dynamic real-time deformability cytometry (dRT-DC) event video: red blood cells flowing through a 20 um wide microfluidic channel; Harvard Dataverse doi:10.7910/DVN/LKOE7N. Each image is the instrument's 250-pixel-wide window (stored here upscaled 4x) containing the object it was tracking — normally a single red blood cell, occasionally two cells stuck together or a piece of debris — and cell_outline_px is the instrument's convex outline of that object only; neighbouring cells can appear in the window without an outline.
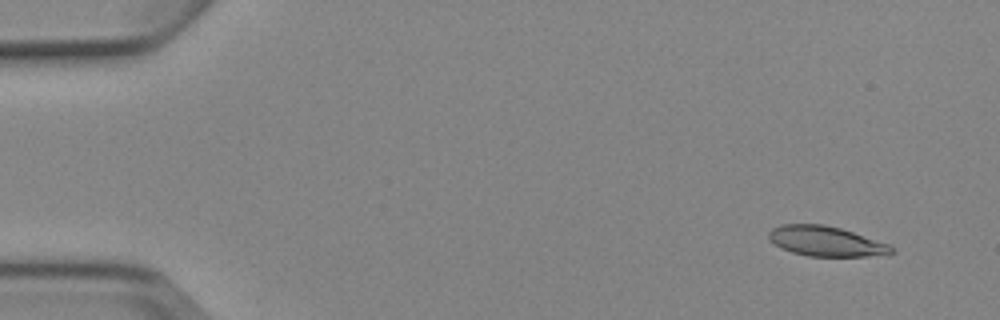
{"species": "Egyptian fruit bat (a non-hibernating species)", "species_latin": "Rousettus aegyptiacus", "temperature_condition": "cold", "stored_images_in_passage": 6, "camera_frame_rate_fps": 3000, "um_per_image_px": 0.085, "animal": {"sex": "female"}, "frame": {"image": 1, "passage_image": 1, "time_ms": 0.0, "image_size_px": [1000, 320], "cell_outline_px": [[896, 252], [888, 256], [808, 256], [792, 252], [780, 248], [768, 236], [768, 232], [772, 228], [780, 224], [824, 224], [840, 228], [892, 244]], "centroid_in_image_um": [70.29, 20.51], "position_along_channel_um": 14.7, "area_um2": 21.79}}
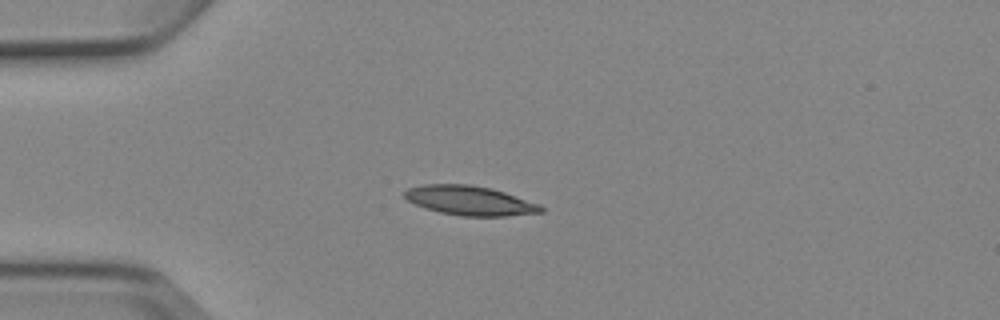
{"frame": {"image": 2, "passage_image": 4, "time_ms": 3.333, "image_size_px": [1000, 320], "cell_outline_px": [[544, 212], [508, 216], [460, 216], [440, 212], [424, 208], [408, 200], [404, 196], [404, 192], [408, 188], [424, 184], [468, 184], [492, 188], [540, 204], [544, 208]], "centroid_in_image_um": [39.95, 17.05], "position_along_channel_um": 45.0, "area_um2": 23.41}}
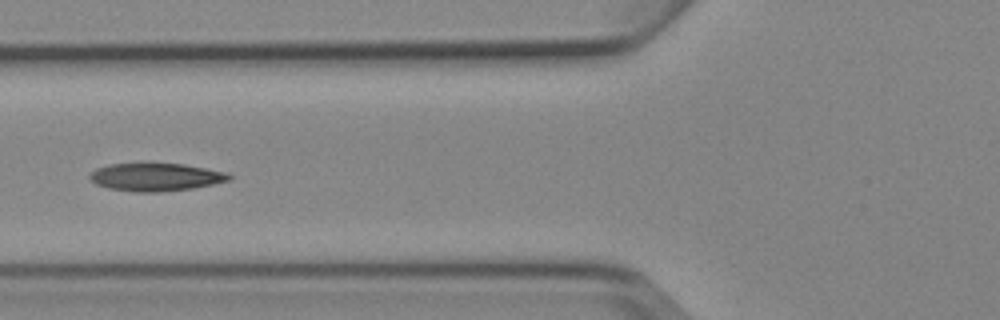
{"frame": {"image": 3, "passage_image": 6, "time_ms": 5.667, "image_size_px": [1000, 320], "cell_outline_px": [[232, 180], [192, 188], [156, 192], [136, 192], [108, 188], [96, 184], [88, 176], [96, 168], [108, 164], [148, 160], [184, 164], [228, 172], [232, 176]], "centroid_in_image_um": [13.23, 14.99], "position_along_channel_um": 112.6, "area_um2": 23.58}}